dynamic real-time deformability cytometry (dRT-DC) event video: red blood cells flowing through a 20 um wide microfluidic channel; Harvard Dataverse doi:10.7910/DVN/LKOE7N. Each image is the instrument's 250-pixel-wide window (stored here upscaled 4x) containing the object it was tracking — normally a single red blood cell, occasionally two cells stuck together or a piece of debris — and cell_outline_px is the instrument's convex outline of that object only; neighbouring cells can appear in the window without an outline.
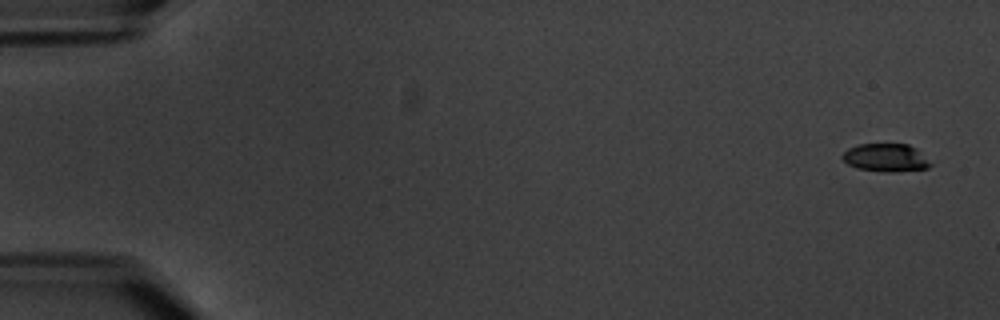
{"species": "common noctule bat (a hibernating species)", "species_latin": "Nyctalus noctula", "temperature_condition": "warm", "stored_images_in_passage": 3, "camera_frame_rate_fps": 3000, "um_per_image_px": 0.085, "animal": {"sex": "male", "body_mass_g": 20.1, "forearm_length_mm": 53.5}, "frame": {"image": 1, "passage_image": 1, "time_ms": 0.0, "image_size_px": [1000, 320], "cell_outline_px": [[932, 164], [928, 168], [892, 172], [884, 172], [856, 168], [848, 164], [840, 156], [848, 148], [860, 144], [908, 144], [916, 148]], "centroid_in_image_um": [75.27, 13.4], "position_along_channel_um": 9.7, "area_um2": 14.33}}